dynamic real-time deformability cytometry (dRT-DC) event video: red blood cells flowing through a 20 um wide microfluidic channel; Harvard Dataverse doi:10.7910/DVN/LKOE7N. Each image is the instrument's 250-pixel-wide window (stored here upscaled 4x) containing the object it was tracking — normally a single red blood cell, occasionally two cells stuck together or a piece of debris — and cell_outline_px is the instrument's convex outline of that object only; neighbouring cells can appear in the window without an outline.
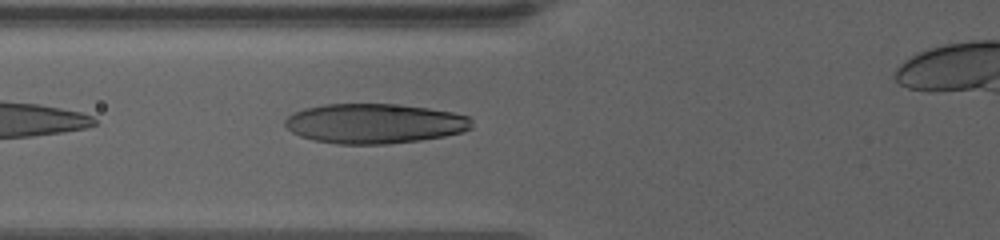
{"species": "human", "species_latin": "Homo sapiens", "temperature_condition": "warm", "stored_images_in_passage": 9, "camera_frame_rate_fps": 3000, "um_per_image_px": 0.085, "donor": {"sex": "female"}, "frame": {"image": 1, "passage_image": 6, "time_ms": 1.0, "image_size_px": [1000, 240], "cell_outline_px": [[472, 128], [464, 132], [444, 136], [420, 140], [388, 144], [336, 144], [312, 140], [300, 136], [292, 132], [284, 124], [284, 120], [288, 116], [304, 108], [324, 104], [392, 104], [428, 108], [452, 112], [468, 116], [472, 120]], "centroid_in_image_um": [31.83, 10.5], "position_along_channel_um": 94.0, "area_um2": 43.47}}